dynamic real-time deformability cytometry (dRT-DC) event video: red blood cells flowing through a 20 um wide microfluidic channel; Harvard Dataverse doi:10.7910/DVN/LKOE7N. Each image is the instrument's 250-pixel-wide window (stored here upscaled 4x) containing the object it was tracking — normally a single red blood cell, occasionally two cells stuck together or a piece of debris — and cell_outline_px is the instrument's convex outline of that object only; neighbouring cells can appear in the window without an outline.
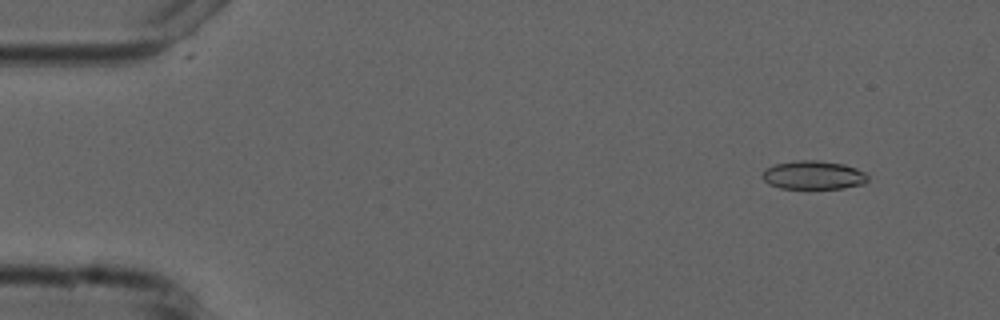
{"species": "common noctule bat (a hibernating species)", "species_latin": "Nyctalus noctula", "temperature_condition": "cold", "stored_images_in_passage": 5, "camera_frame_rate_fps": 3000, "um_per_image_px": 0.085, "animal": {"sex": "male", "forearm_length_mm": 52.5}, "frame": {"image": 1, "passage_image": 2, "time_ms": 1.333, "image_size_px": [1000, 320], "cell_outline_px": [[868, 180], [864, 184], [844, 188], [780, 188], [768, 184], [760, 176], [764, 168], [776, 164], [796, 160], [816, 160], [844, 164], [856, 168], [864, 172], [868, 176]], "centroid_in_image_um": [69.11, 14.88], "position_along_channel_um": 15.9, "area_um2": 17.69}}
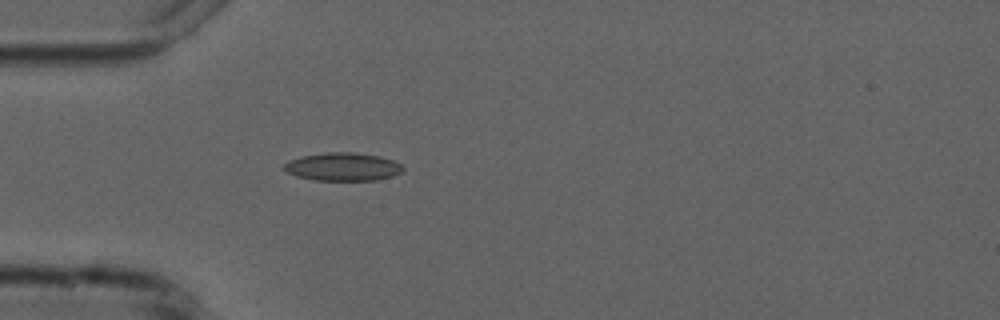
{"frame": {"image": 2, "passage_image": 5, "time_ms": 5.0, "image_size_px": [1000, 320], "cell_outline_px": [[404, 168], [400, 172], [392, 176], [376, 180], [316, 180], [296, 176], [288, 172], [284, 168], [284, 164], [288, 160], [300, 156], [328, 152], [352, 152], [380, 156], [392, 160], [400, 164]], "centroid_in_image_um": [29.12, 14.17], "position_along_channel_um": 55.9, "area_um2": 19.36}}